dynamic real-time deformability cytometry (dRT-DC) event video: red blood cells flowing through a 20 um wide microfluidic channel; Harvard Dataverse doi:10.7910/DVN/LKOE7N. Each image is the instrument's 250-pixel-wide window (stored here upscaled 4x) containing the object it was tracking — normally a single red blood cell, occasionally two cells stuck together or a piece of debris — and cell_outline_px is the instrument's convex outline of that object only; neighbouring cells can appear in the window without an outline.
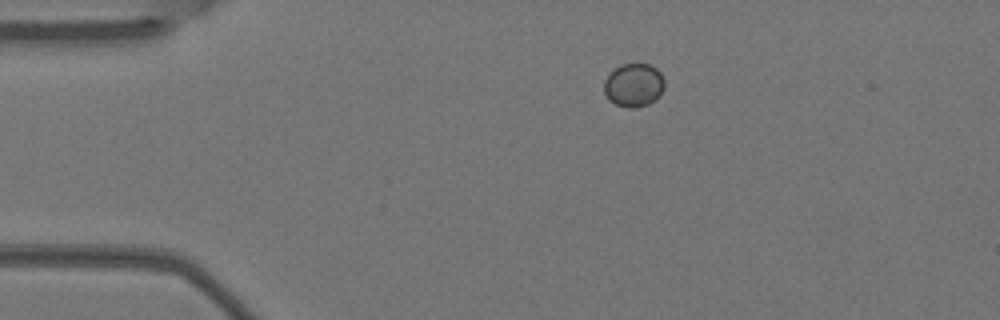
{"species": "Egyptian fruit bat (a non-hibernating species)", "species_latin": "Rousettus aegyptiacus", "temperature_condition": "warm", "stored_images_in_passage": 4, "camera_frame_rate_fps": 3000, "um_per_image_px": 0.085, "animal": {"sex": "female"}, "frame": {"image": 1, "passage_image": 4, "time_ms": 1.0, "image_size_px": [1000, 320], "cell_outline_px": [[664, 88], [660, 96], [656, 100], [648, 104], [636, 108], [628, 108], [616, 104], [608, 100], [604, 92], [604, 80], [620, 64], [648, 64], [656, 68], [660, 72], [664, 80]], "centroid_in_image_um": [53.88, 7.25], "position_along_channel_um": 31.1, "area_um2": 15.37}}